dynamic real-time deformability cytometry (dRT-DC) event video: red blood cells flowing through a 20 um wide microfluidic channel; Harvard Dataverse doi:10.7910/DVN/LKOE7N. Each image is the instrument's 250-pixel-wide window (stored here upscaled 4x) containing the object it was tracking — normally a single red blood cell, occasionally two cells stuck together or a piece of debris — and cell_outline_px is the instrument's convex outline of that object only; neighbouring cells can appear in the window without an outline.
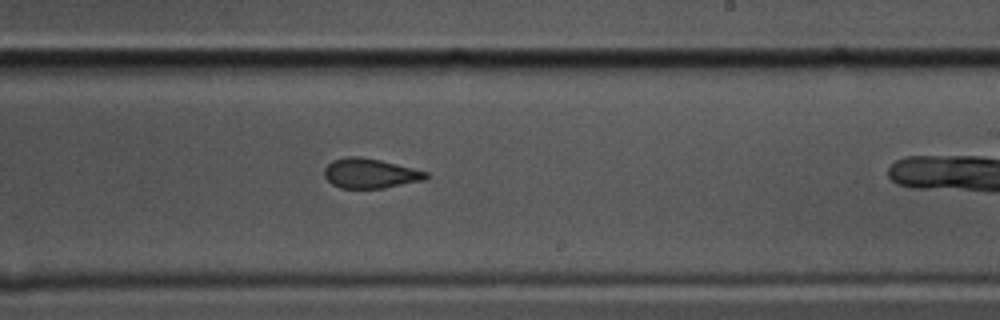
{"species": "common noctule bat (a hibernating species)", "species_latin": "Nyctalus noctula", "temperature_condition": "cold", "stored_images_in_passage": 42, "camera_frame_rate_fps": 3000, "um_per_image_px": 0.085, "animal": {"sex": "male", "body_mass_g": 17.5, "forearm_length_mm": 52.3}, "frame": {"image": 1, "passage_image": 29, "time_ms": 9.333, "image_size_px": [1000, 320], "cell_outline_px": [[428, 176], [424, 180], [384, 188], [340, 188], [332, 184], [324, 176], [324, 168], [332, 160], [348, 156], [360, 156], [380, 160], [428, 172]], "centroid_in_image_um": [31.43, 14.73], "position_along_channel_um": 257.6, "area_um2": 17.57}}
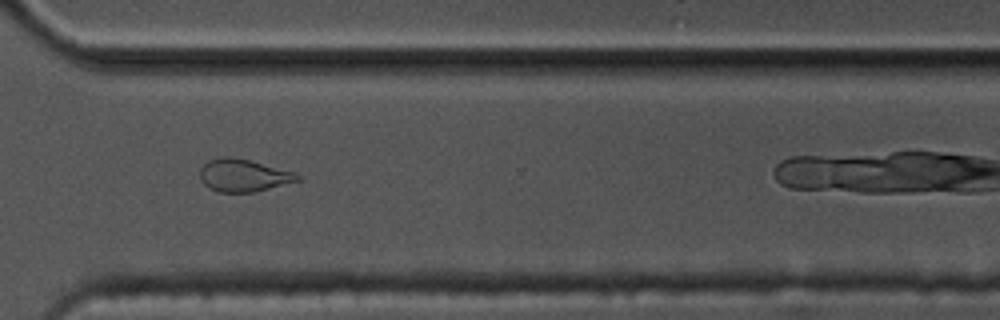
{"frame": {"image": 2, "passage_image": 37, "time_ms": 12.0, "image_size_px": [1000, 320], "cell_outline_px": [[300, 180], [256, 192], [220, 192], [208, 188], [200, 180], [200, 168], [208, 160], [220, 156], [228, 156], [248, 160], [296, 172], [300, 176]], "centroid_in_image_um": [20.67, 14.91], "position_along_channel_um": 349.9, "area_um2": 18.55}}
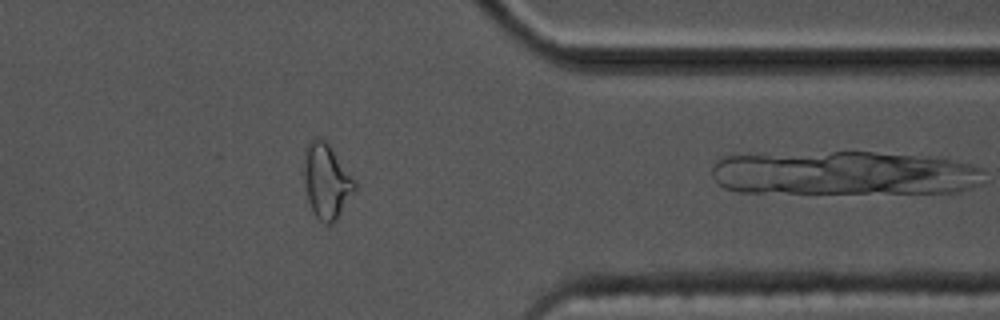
{"frame": {"image": 3, "passage_image": 41, "time_ms": 13.333, "image_size_px": [1000, 320], "cell_outline_px": [[356, 188], [336, 220], [332, 224], [324, 224], [316, 216], [308, 200], [304, 180], [304, 152], [312, 136], [316, 136], [324, 140], [328, 144], [356, 180]], "centroid_in_image_um": [27.75, 15.37], "position_along_channel_um": 383.7, "area_um2": 21.96}}